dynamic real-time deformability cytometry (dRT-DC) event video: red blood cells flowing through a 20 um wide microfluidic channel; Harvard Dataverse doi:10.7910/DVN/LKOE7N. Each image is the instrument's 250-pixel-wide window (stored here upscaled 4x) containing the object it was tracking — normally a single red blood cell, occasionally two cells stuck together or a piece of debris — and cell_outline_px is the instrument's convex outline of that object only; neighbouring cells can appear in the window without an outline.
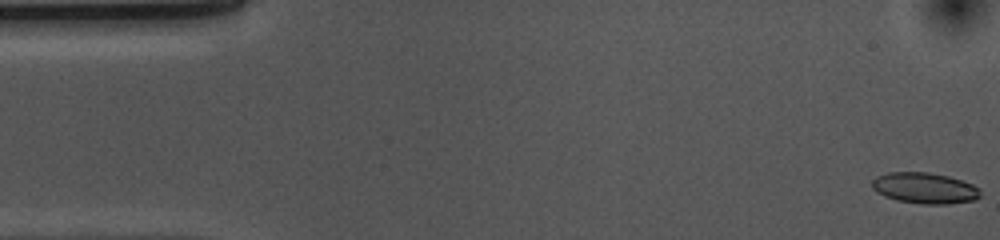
{"species": "common noctule bat (a hibernating species)", "species_latin": "Nyctalus noctula", "temperature_condition": "cold", "stored_images_in_passage": 53, "camera_frame_rate_fps": 3000, "um_per_image_px": 0.085, "animal": {"sex": "female", "body_mass_g": 10.0, "forearm_length_mm": 53.1}, "frame": {"image": 1, "passage_image": 1, "time_ms": 0.0, "image_size_px": [1000, 240], "cell_outline_px": [[980, 196], [976, 200], [948, 204], [920, 204], [896, 200], [884, 196], [876, 192], [872, 188], [872, 180], [876, 176], [888, 172], [928, 172], [948, 176], [972, 184], [980, 188]], "centroid_in_image_um": [78.59, 15.99], "position_along_channel_um": 6.4, "area_um2": 19.71}}
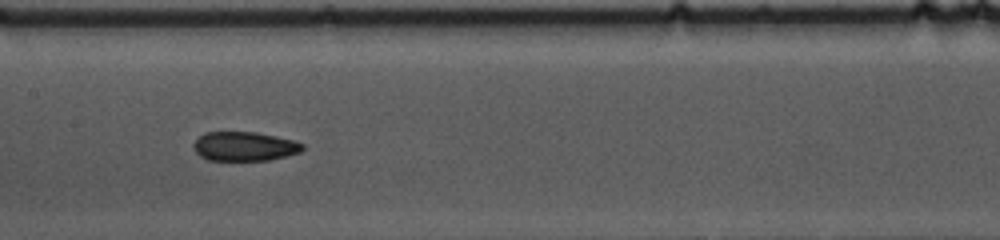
{"frame": {"image": 2, "passage_image": 25, "time_ms": 8.0, "image_size_px": [1000, 240], "cell_outline_px": [[304, 148], [300, 152], [288, 156], [268, 160], [208, 160], [200, 156], [192, 148], [192, 144], [204, 132], [256, 132], [276, 136], [292, 140], [304, 144]], "centroid_in_image_um": [20.77, 12.44], "position_along_channel_um": 186.6, "area_um2": 18.61}}
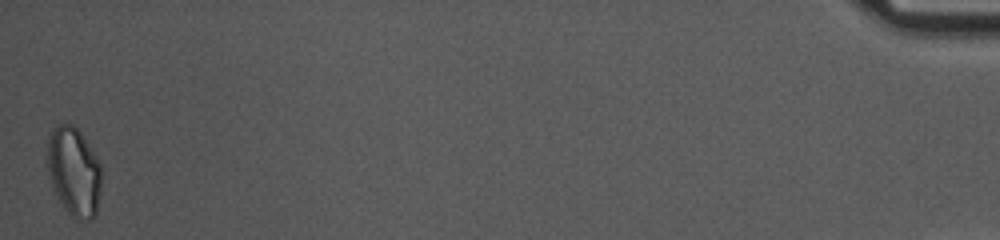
{"frame": {"image": 3, "passage_image": 53, "time_ms": 17.333, "image_size_px": [1000, 240], "cell_outline_px": [[100, 192], [96, 216], [92, 220], [76, 220], [60, 204], [52, 188], [48, 172], [48, 136], [60, 124], [72, 124], [80, 132], [92, 148], [100, 164]], "centroid_in_image_um": [6.29, 14.64], "position_along_channel_um": 428.9, "area_um2": 28.09}, "authors_computed_cell_mechanics": {"area_um2": 19.652, "velocity_mm_per_s": 3.6821, "shape_relaxation_time_tau1_ms": null, "shape_relaxation_time_tau2_ms": 4.4869, "deformation_change_tau1": null, "deformation_change_tau2": 0.0923}}